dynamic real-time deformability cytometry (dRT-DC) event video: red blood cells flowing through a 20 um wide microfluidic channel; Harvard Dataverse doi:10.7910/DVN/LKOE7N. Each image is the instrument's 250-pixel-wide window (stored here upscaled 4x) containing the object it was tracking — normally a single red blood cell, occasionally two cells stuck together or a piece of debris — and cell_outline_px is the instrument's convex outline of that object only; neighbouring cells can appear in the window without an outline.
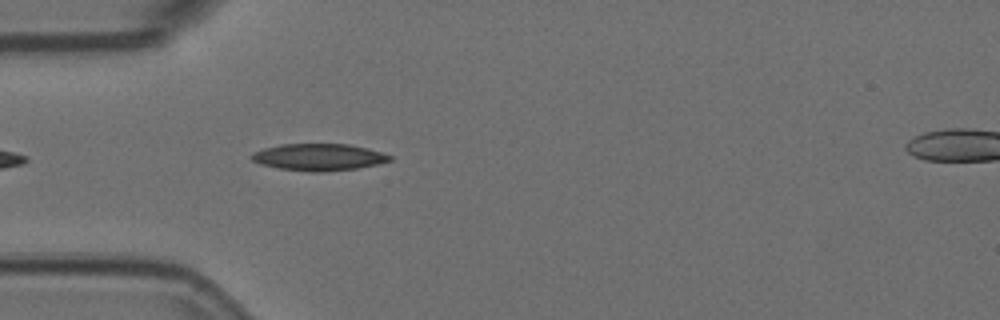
{"species": "Egyptian fruit bat (a non-hibernating species)", "species_latin": "Rousettus aegyptiacus", "temperature_condition": "room temperature", "stored_images_in_passage": 8, "camera_frame_rate_fps": 3000, "um_per_image_px": 0.085, "animal": {"sex": "female"}, "frame": {"image": 1, "passage_image": 4, "time_ms": 1.0, "image_size_px": [1000, 320], "cell_outline_px": [[392, 160], [376, 164], [356, 168], [320, 172], [312, 172], [280, 168], [260, 164], [252, 160], [248, 156], [252, 152], [264, 148], [280, 144], [348, 144], [368, 148], [392, 156]], "centroid_in_image_um": [27.05, 13.35], "position_along_channel_um": 57.9, "area_um2": 21.56}}